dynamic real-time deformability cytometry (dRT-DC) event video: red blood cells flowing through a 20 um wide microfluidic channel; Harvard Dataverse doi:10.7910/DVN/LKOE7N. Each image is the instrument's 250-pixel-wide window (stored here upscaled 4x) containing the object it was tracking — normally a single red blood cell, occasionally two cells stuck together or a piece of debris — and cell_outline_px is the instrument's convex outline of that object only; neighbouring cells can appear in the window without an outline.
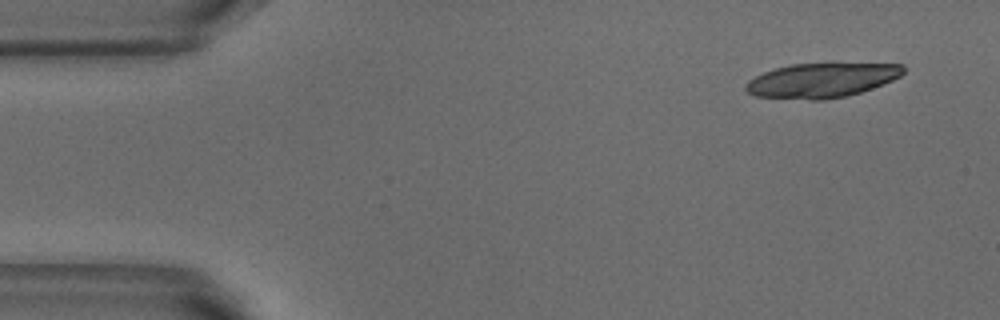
{"species": "common noctule bat (a hibernating species)", "species_latin": "Nyctalus noctula", "temperature_condition": "warm", "stored_images_in_passage": 5, "camera_frame_rate_fps": 3000, "um_per_image_px": 0.085, "animal": {"sex": "male", "body_mass_g": 18.8}, "frame": {"image": 1, "passage_image": 1, "time_ms": 0.0, "image_size_px": [1000, 320], "cell_outline_px": [[904, 72], [900, 76], [884, 84], [848, 96], [824, 100], [812, 100], [756, 96], [748, 92], [744, 88], [744, 84], [748, 80], [764, 72], [776, 68], [792, 64], [832, 60], [904, 64]], "centroid_in_image_um": [69.91, 6.76], "position_along_channel_um": 15.1, "area_um2": 33.12}}